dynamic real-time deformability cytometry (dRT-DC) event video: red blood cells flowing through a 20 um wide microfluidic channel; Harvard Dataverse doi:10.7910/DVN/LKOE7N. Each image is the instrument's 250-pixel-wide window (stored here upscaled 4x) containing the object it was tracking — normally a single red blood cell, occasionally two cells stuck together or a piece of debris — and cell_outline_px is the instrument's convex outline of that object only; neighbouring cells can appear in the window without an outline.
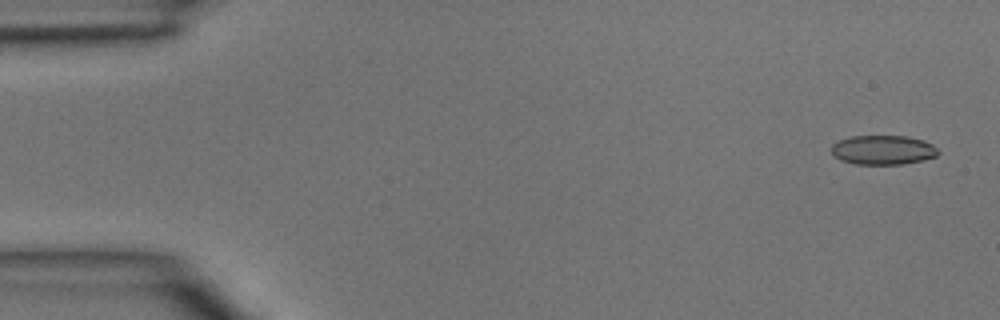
{"species": "common noctule bat (a hibernating species)", "species_latin": "Nyctalus noctula", "temperature_condition": "room temperature", "stored_images_in_passage": 45, "camera_frame_rate_fps": 3000, "um_per_image_px": 0.085, "animal": {"sex": "male", "body_mass_g": 15.6}, "frame": {"image": 1, "passage_image": 2, "time_ms": 0.333, "image_size_px": [1000, 320], "cell_outline_px": [[940, 152], [936, 156], [924, 160], [900, 164], [856, 164], [840, 160], [832, 156], [828, 148], [832, 144], [848, 136], [908, 136], [924, 140], [932, 144]], "centroid_in_image_um": [75.01, 12.74], "position_along_channel_um": 10.0, "area_um2": 18.55}}
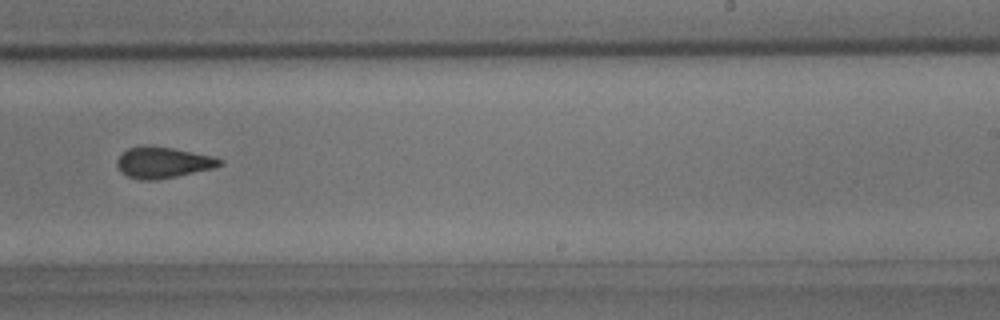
{"frame": {"image": 2, "passage_image": 29, "time_ms": 9.333, "image_size_px": [1000, 320], "cell_outline_px": [[224, 164], [212, 168], [176, 176], [156, 180], [140, 180], [128, 176], [120, 172], [116, 164], [116, 160], [128, 148], [172, 148], [212, 156], [224, 160]], "centroid_in_image_um": [13.87, 13.85], "position_along_channel_um": 275.1, "area_um2": 17.98}}
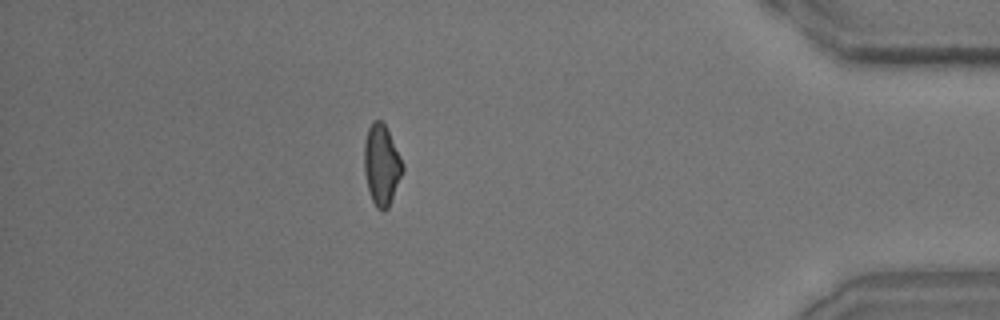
{"frame": {"image": 3, "passage_image": 41, "time_ms": 13.333, "image_size_px": [1000, 320], "cell_outline_px": [[404, 168], [388, 208], [384, 212], [376, 208], [372, 200], [368, 188], [364, 172], [364, 140], [368, 128], [372, 120], [380, 120], [384, 124], [404, 164]], "centroid_in_image_um": [32.41, 14.02], "position_along_channel_um": 402.8, "area_um2": 17.92}}